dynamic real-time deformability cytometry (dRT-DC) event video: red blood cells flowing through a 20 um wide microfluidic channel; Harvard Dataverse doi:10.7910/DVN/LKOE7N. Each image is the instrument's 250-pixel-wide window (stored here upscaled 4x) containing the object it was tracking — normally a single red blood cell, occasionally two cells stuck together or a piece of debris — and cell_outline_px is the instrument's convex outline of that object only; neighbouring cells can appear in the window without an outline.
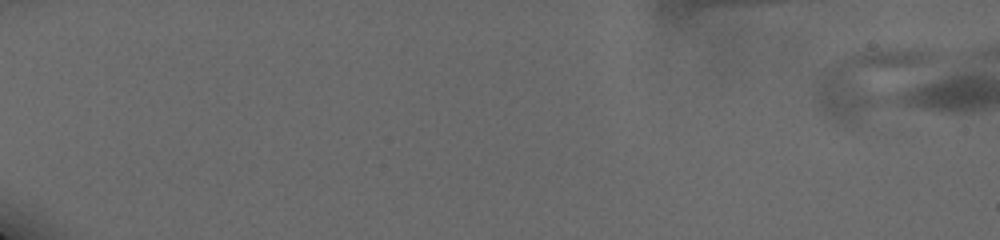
{"species": "human", "species_latin": "Homo sapiens", "temperature_condition": "cold", "stored_images_in_passage": 4, "camera_frame_rate_fps": 3000, "um_per_image_px": 0.085, "donor": {"sex": "male"}, "frame": {"image": 1, "passage_image": 1, "time_ms": 0.0, "image_size_px": [1000, 240], "cell_outline_px": [[940, 56], [880, 100], [852, 120], [840, 124], [820, 112], [816, 104], [816, 88], [820, 76], [824, 68], [836, 60], [856, 52], [872, 48], [916, 48], [936, 52]], "centroid_in_image_um": [73.65, 6.75], "position_along_channel_um": 11.4, "area_um2": 38.9}}